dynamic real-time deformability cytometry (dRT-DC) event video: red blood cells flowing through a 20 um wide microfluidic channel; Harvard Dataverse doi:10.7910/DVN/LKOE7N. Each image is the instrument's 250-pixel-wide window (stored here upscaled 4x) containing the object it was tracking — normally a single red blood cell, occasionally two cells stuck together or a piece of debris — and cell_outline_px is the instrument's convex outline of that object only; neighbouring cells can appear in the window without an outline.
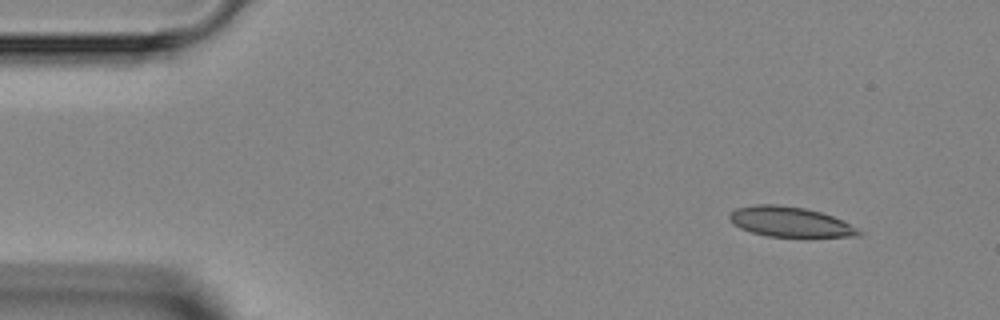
{"species": "Egyptian fruit bat (a non-hibernating species)", "species_latin": "Rousettus aegyptiacus", "temperature_condition": "room temperature", "stored_images_in_passage": 4, "camera_frame_rate_fps": 3000, "um_per_image_px": 0.085, "animal": {"sex": "female"}, "frame": {"image": 1, "passage_image": 1, "time_ms": 0.0, "image_size_px": [1000, 320], "cell_outline_px": [[864, 232], [860, 236], [808, 240], [804, 240], [768, 236], [752, 232], [740, 228], [728, 216], [736, 208], [756, 204], [776, 204], [804, 208], [820, 212], [832, 216]], "centroid_in_image_um": [67.25, 18.92], "position_along_channel_um": 17.8, "area_um2": 23.47}}
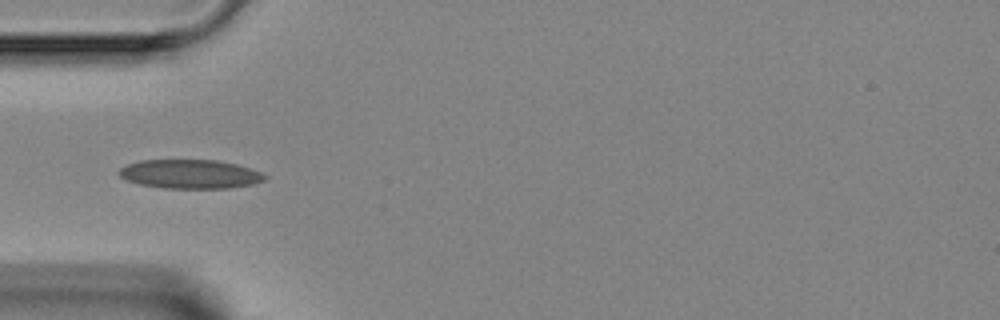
{"frame": {"image": 2, "passage_image": 4, "time_ms": 3.333, "image_size_px": [1000, 320], "cell_outline_px": [[268, 176], [264, 180], [252, 184], [228, 188], [164, 188], [140, 184], [128, 180], [120, 176], [116, 172], [120, 168], [128, 164], [140, 160], [216, 160], [236, 164], [260, 172]], "centroid_in_image_um": [16.14, 14.79], "position_along_channel_um": 68.9, "area_um2": 24.45}}